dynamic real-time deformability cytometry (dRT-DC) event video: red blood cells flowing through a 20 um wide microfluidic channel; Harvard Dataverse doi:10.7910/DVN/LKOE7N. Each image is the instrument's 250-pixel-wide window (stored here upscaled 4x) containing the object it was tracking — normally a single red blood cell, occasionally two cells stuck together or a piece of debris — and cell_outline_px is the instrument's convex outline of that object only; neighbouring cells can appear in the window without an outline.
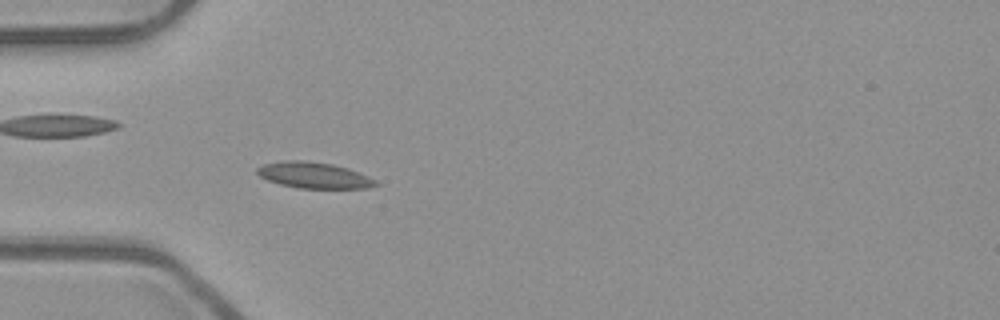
{"species": "common noctule bat (a hibernating species)", "species_latin": "Nyctalus noctula", "temperature_condition": "room temperature", "stored_images_in_passage": 50, "camera_frame_rate_fps": 3000, "um_per_image_px": 0.085, "animal": {"sex": "male", "body_mass_g": 23.1, "forearm_length_mm": 52.7}, "frame": {"image": 1, "passage_image": 17, "time_ms": 5.333, "image_size_px": [1000, 320], "cell_outline_px": [[380, 184], [368, 188], [300, 188], [280, 184], [268, 180], [260, 176], [256, 172], [256, 168], [264, 164], [284, 160], [304, 160], [332, 164], [348, 168], [368, 176], [376, 180]], "centroid_in_image_um": [26.69, 14.89], "position_along_channel_um": 58.3, "area_um2": 17.98}}
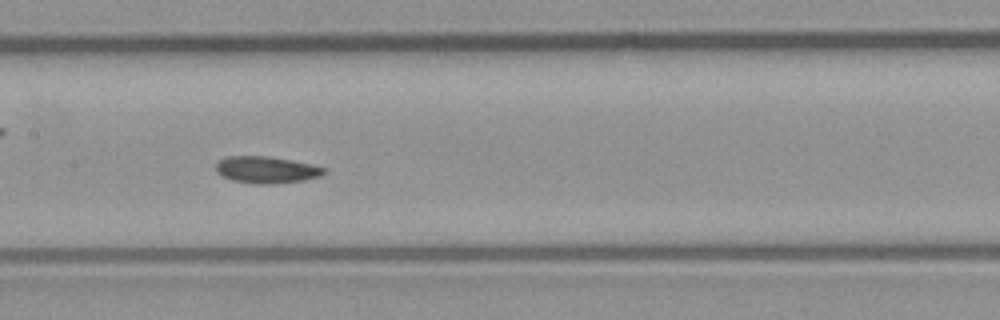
{"frame": {"image": 2, "passage_image": 27, "time_ms": 8.667, "image_size_px": [1000, 320], "cell_outline_px": [[328, 172], [320, 176], [304, 180], [276, 184], [252, 184], [232, 180], [220, 176], [216, 172], [216, 164], [220, 160], [228, 156], [268, 156], [292, 160], [312, 164], [328, 168]], "centroid_in_image_um": [22.67, 14.44], "position_along_channel_um": 184.7, "area_um2": 17.22}}
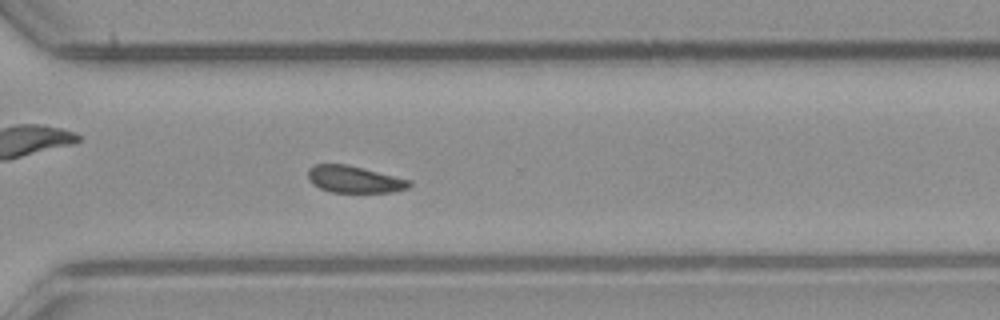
{"frame": {"image": 3, "passage_image": 39, "time_ms": 12.667, "image_size_px": [1000, 320], "cell_outline_px": [[412, 184], [408, 188], [396, 192], [332, 192], [320, 188], [312, 184], [308, 176], [308, 168], [316, 164], [348, 164], [412, 180]], "centroid_in_image_um": [30.15, 15.24], "position_along_channel_um": 340.5, "area_um2": 16.01}}